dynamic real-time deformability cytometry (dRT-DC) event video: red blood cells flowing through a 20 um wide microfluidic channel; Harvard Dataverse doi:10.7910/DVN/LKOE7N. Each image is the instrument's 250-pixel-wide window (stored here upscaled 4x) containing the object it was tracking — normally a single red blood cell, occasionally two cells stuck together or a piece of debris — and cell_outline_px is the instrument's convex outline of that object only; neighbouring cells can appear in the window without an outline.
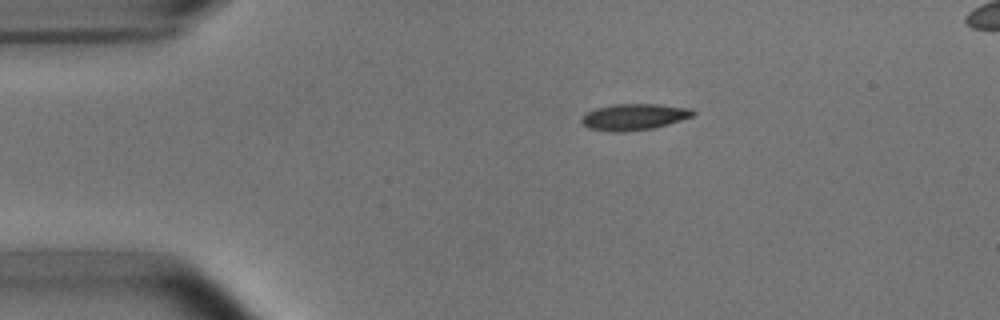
{"species": "common noctule bat (a hibernating species)", "species_latin": "Nyctalus noctula", "temperature_condition": "room temperature", "stored_images_in_passage": 8, "camera_frame_rate_fps": 3000, "um_per_image_px": 0.085, "animal": {"sex": "male", "body_mass_g": 15.6}, "frame": {"image": 1, "passage_image": 1, "time_ms": 0.0, "image_size_px": [1000, 320], "cell_outline_px": [[696, 112], [692, 116], [668, 124], [652, 128], [624, 132], [616, 132], [588, 128], [580, 120], [588, 112], [596, 108], [612, 104], [656, 104], [692, 108]], "centroid_in_image_um": [53.91, 9.93], "position_along_channel_um": 31.1, "area_um2": 16.94}}
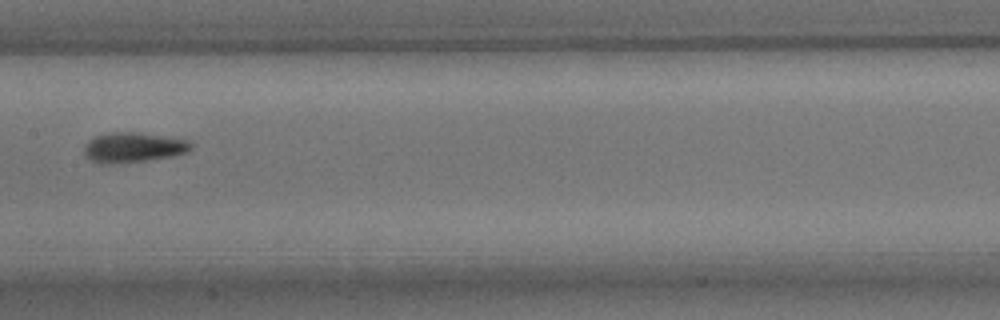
{"frame": {"image": 2, "passage_image": 6, "time_ms": 5.667, "image_size_px": [1000, 320], "cell_outline_px": [[192, 148], [188, 152], [172, 156], [144, 160], [100, 164], [92, 160], [84, 152], [84, 148], [88, 140], [96, 136], [112, 132], [140, 132], [188, 140], [192, 144]], "centroid_in_image_um": [11.35, 12.51], "position_along_channel_um": 196.0, "area_um2": 18.38}}
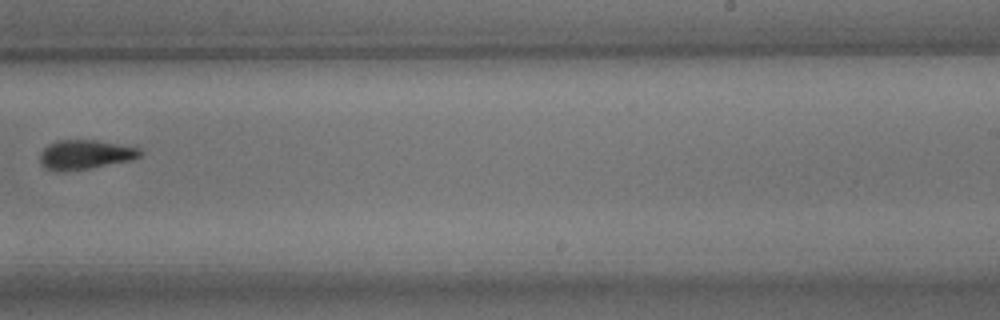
{"frame": {"image": 3, "passage_image": 8, "time_ms": 8.0, "image_size_px": [1000, 320], "cell_outline_px": [[140, 156], [132, 160], [88, 168], [64, 172], [56, 172], [44, 168], [40, 160], [40, 152], [48, 144], [56, 140], [96, 140], [140, 148]], "centroid_in_image_um": [7.18, 13.15], "position_along_channel_um": 281.8, "area_um2": 17.17}}